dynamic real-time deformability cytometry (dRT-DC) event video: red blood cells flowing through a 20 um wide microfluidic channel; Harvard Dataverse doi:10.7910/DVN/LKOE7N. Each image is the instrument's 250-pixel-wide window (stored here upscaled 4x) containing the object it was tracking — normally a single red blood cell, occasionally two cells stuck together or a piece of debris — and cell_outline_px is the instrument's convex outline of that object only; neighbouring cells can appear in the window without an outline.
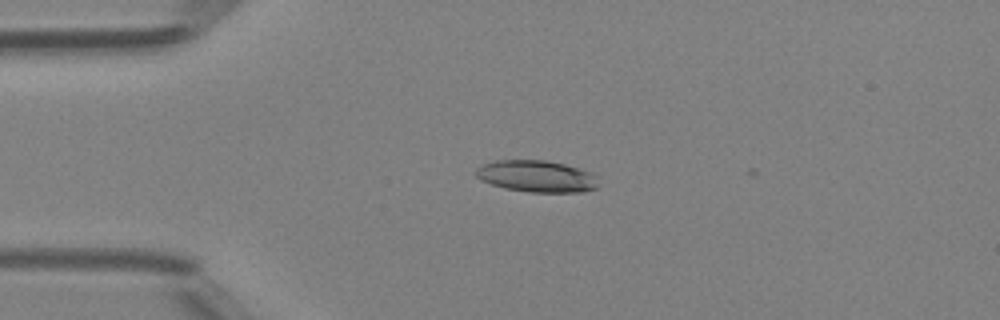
{"species": "Egyptian fruit bat (a non-hibernating species)", "species_latin": "Rousettus aegyptiacus", "temperature_condition": "room temperature", "stored_images_in_passage": 49, "camera_frame_rate_fps": 3000, "um_per_image_px": 0.085, "animal": {"sex": "female"}, "frame": {"image": 1, "passage_image": 12, "time_ms": 3.667, "image_size_px": [1000, 320], "cell_outline_px": [[596, 188], [584, 192], [528, 192], [504, 188], [480, 180], [476, 176], [476, 168], [480, 164], [496, 160], [544, 160], [564, 164], [592, 172], [596, 176]], "centroid_in_image_um": [45.58, 14.98], "position_along_channel_um": 39.4, "area_um2": 22.72}}
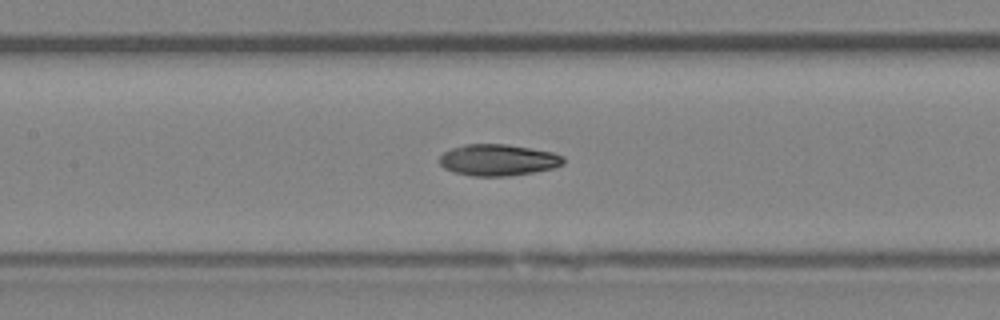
{"frame": {"image": 2, "passage_image": 23, "time_ms": 7.333, "image_size_px": [1000, 320], "cell_outline_px": [[564, 164], [556, 168], [508, 176], [472, 176], [456, 172], [444, 168], [440, 164], [440, 156], [444, 152], [452, 148], [464, 144], [504, 144], [552, 152], [564, 156]], "centroid_in_image_um": [42.35, 13.6], "position_along_channel_um": 165.0, "area_um2": 22.6}}
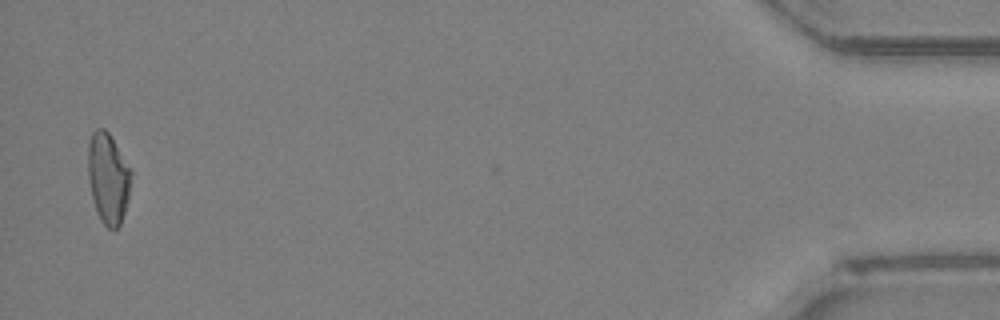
{"frame": {"image": 3, "passage_image": 48, "time_ms": 15.667, "image_size_px": [1000, 320], "cell_outline_px": [[132, 172], [128, 200], [120, 224], [116, 228], [108, 228], [100, 220], [92, 196], [88, 180], [88, 144], [92, 132], [96, 128], [104, 128], [108, 132], [132, 168]], "centroid_in_image_um": [9.2, 15.1], "position_along_channel_um": 426.0, "area_um2": 22.83}, "authors_computed_cell_mechanics": {"area_um2": 22.7154, "velocity_mm_per_s": 4.2138, "shape_relaxation_time_tau1_ms": null, "shape_relaxation_time_tau2_ms": 4.2546, "deformation_change_tau1": null, "deformation_change_tau2": 0.11}}